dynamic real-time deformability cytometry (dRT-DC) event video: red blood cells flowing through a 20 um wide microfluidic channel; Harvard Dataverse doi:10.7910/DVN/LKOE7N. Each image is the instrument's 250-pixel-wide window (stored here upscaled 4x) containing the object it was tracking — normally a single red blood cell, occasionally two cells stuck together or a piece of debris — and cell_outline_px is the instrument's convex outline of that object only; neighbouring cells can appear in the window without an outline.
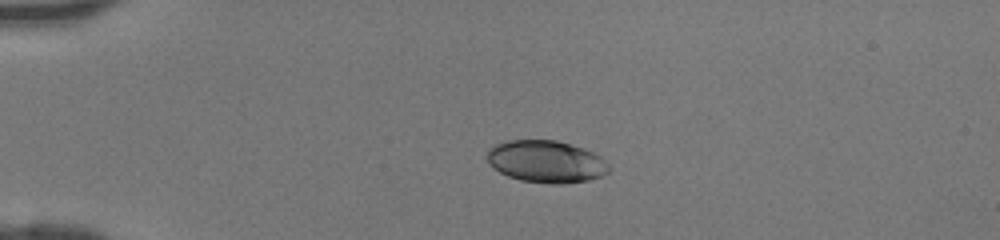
{"species": "human", "species_latin": "Homo sapiens", "temperature_condition": "room temperature", "stored_images_in_passage": 36, "camera_frame_rate_fps": 3000, "um_per_image_px": 0.085, "donor": {"sex": "female"}, "frame": {"image": 1, "passage_image": 1, "time_ms": 0.0, "image_size_px": [1000, 240], "cell_outline_px": [[612, 168], [608, 172], [600, 176], [588, 180], [560, 184], [552, 184], [520, 180], [508, 176], [492, 168], [488, 164], [488, 148], [492, 144], [508, 140], [556, 140], [592, 152], [600, 156]], "centroid_in_image_um": [46.38, 13.73], "position_along_channel_um": 38.6, "area_um2": 29.94}}
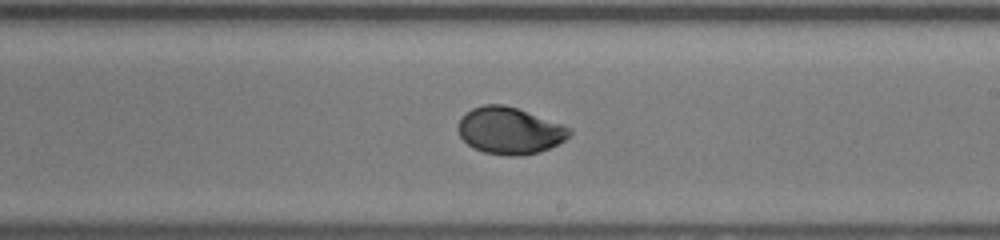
{"frame": {"image": 2, "passage_image": 18, "time_ms": 5.667, "image_size_px": [1000, 240], "cell_outline_px": [[572, 132], [564, 140], [540, 152], [520, 156], [508, 156], [484, 152], [472, 148], [460, 136], [456, 128], [456, 124], [472, 108], [484, 104], [504, 104], [564, 124], [572, 128]], "centroid_in_image_um": [43.32, 11.11], "position_along_channel_um": 245.7, "area_um2": 30.46}}
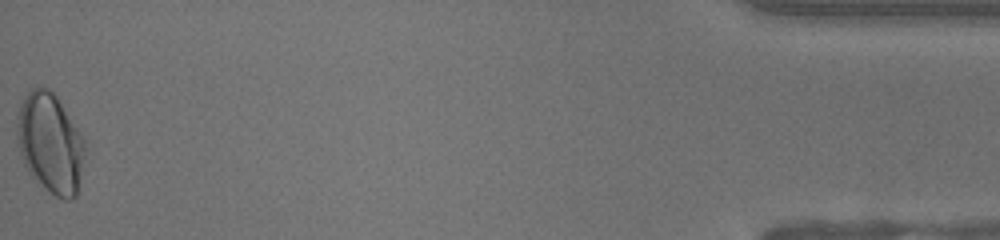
{"frame": {"image": 3, "passage_image": 36, "time_ms": 11.667, "image_size_px": [1000, 240], "cell_outline_px": [[88, 148], [76, 196], [68, 200], [64, 200], [56, 196], [28, 172], [24, 164], [16, 140], [16, 116], [20, 104], [24, 96], [32, 88], [48, 88], [56, 96], [80, 132]], "centroid_in_image_um": [4.28, 12.16], "position_along_channel_um": 430.9, "area_um2": 39.71}}